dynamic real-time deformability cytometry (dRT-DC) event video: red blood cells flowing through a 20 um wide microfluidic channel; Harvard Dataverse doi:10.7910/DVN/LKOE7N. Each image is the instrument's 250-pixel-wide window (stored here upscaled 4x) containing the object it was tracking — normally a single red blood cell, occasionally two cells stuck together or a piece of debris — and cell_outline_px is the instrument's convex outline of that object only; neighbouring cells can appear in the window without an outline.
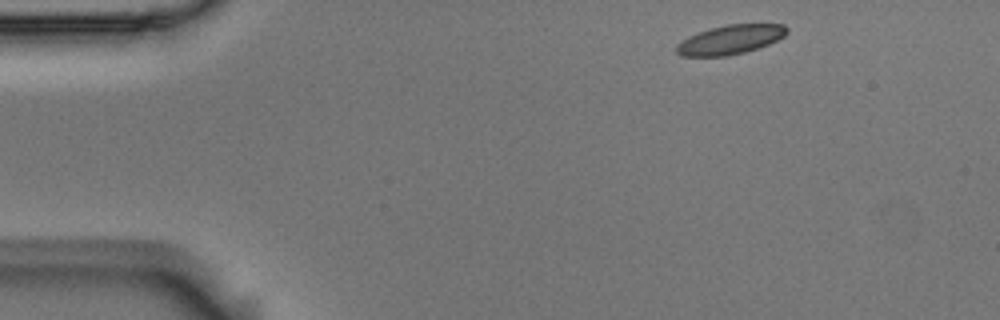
{"species": "Egyptian fruit bat (a non-hibernating species)", "species_latin": "Rousettus aegyptiacus", "temperature_condition": "room temperature", "stored_images_in_passage": 3, "camera_frame_rate_fps": 3000, "um_per_image_px": 0.085, "animal": {"sex": "male"}, "frame": {"image": 1, "passage_image": 1, "time_ms": 0.0, "image_size_px": [1000, 320], "cell_outline_px": [[788, 32], [784, 36], [768, 44], [744, 52], [728, 56], [680, 56], [676, 52], [676, 44], [688, 36], [712, 28], [728, 24], [784, 24], [788, 28]], "centroid_in_image_um": [62.07, 3.37], "position_along_channel_um": 22.9, "area_um2": 18.67}}
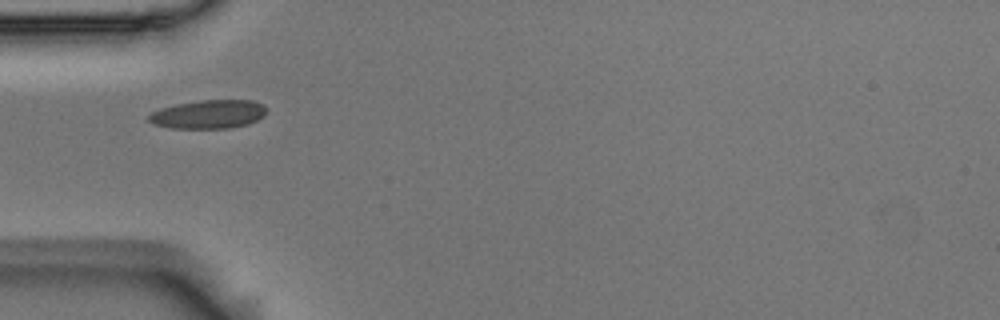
{"frame": {"image": 2, "passage_image": 3, "time_ms": 0.667, "image_size_px": [1000, 320], "cell_outline_px": [[264, 116], [248, 124], [228, 128], [172, 128], [152, 124], [148, 120], [148, 116], [152, 112], [160, 108], [176, 104], [200, 100], [252, 100], [260, 104], [264, 108]], "centroid_in_image_um": [17.67, 9.71], "position_along_channel_um": 67.3, "area_um2": 19.48}}